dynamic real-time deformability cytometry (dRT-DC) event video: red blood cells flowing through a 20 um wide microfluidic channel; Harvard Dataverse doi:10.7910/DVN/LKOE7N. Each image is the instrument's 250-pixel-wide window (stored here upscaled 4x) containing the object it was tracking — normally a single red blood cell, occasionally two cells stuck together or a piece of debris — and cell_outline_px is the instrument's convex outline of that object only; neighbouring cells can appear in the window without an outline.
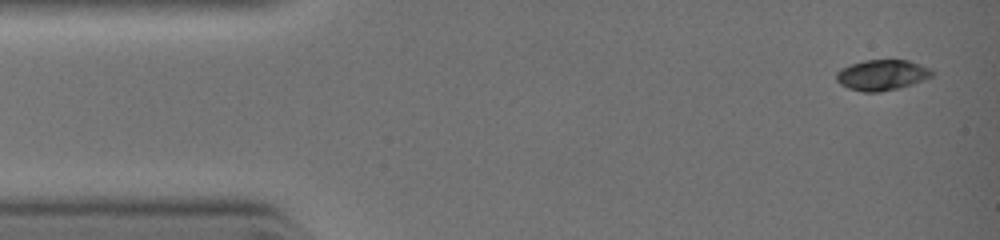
{"species": "common noctule bat (a hibernating species)", "species_latin": "Nyctalus noctula", "temperature_condition": "warm", "stored_images_in_passage": 28, "camera_frame_rate_fps": 3000, "um_per_image_px": 0.085, "animal": {"sex": "female", "body_mass_g": 19.0, "forearm_length_mm": 51.5}, "frame": {"image": 1, "passage_image": 1, "time_ms": 0.0, "image_size_px": [1000, 240], "cell_outline_px": [[932, 76], [912, 84], [880, 92], [864, 92], [848, 88], [840, 84], [836, 80], [836, 72], [840, 68], [864, 60], [908, 60], [920, 64], [928, 68], [932, 72]], "centroid_in_image_um": [74.92, 6.37], "position_along_channel_um": 10.1, "area_um2": 16.88}}
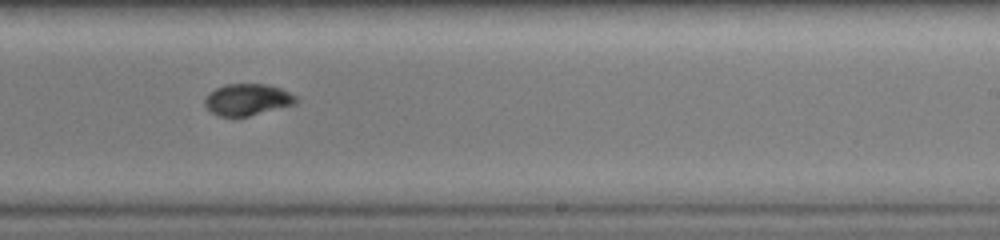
{"frame": {"image": 2, "passage_image": 16, "time_ms": 6.333, "image_size_px": [1000, 240], "cell_outline_px": [[300, 100], [296, 104], [248, 116], [220, 116], [212, 112], [204, 104], [204, 100], [208, 92], [224, 84], [264, 84], [280, 88], [300, 96]], "centroid_in_image_um": [21.07, 8.45], "position_along_channel_um": 267.9, "area_um2": 16.94}}
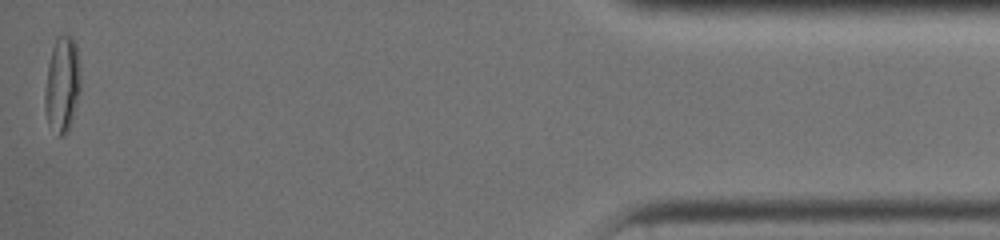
{"frame": {"image": 3, "passage_image": 28, "time_ms": 10.667, "image_size_px": [1000, 240], "cell_outline_px": [[80, 92], [68, 128], [64, 136], [56, 136], [48, 124], [44, 108], [44, 92], [48, 64], [52, 48], [56, 40], [60, 36], [72, 36], [76, 44], [80, 72]], "centroid_in_image_um": [5.27, 7.21], "position_along_channel_um": 429.9, "area_um2": 19.88}}